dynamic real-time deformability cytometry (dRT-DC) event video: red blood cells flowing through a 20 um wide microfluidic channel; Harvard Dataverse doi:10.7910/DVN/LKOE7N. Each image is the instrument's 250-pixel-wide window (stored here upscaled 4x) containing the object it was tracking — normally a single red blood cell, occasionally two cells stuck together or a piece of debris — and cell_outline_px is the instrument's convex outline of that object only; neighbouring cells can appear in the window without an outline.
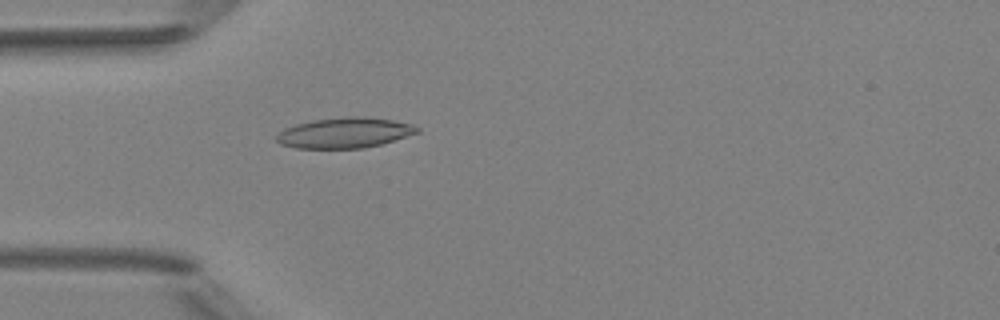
{"species": "Egyptian fruit bat (a non-hibernating species)", "species_latin": "Rousettus aegyptiacus", "temperature_condition": "room temperature", "stored_images_in_passage": 4, "camera_frame_rate_fps": 3000, "um_per_image_px": 0.085, "animal": {"sex": "female"}, "frame": {"image": 1, "passage_image": 4, "time_ms": 3.333, "image_size_px": [1000, 320], "cell_outline_px": [[420, 132], [380, 144], [364, 148], [296, 148], [280, 144], [276, 140], [276, 136], [284, 128], [296, 124], [312, 120], [344, 116], [364, 116], [392, 120], [412, 124], [420, 128]], "centroid_in_image_um": [29.29, 11.28], "position_along_channel_um": 55.7, "area_um2": 24.97}}